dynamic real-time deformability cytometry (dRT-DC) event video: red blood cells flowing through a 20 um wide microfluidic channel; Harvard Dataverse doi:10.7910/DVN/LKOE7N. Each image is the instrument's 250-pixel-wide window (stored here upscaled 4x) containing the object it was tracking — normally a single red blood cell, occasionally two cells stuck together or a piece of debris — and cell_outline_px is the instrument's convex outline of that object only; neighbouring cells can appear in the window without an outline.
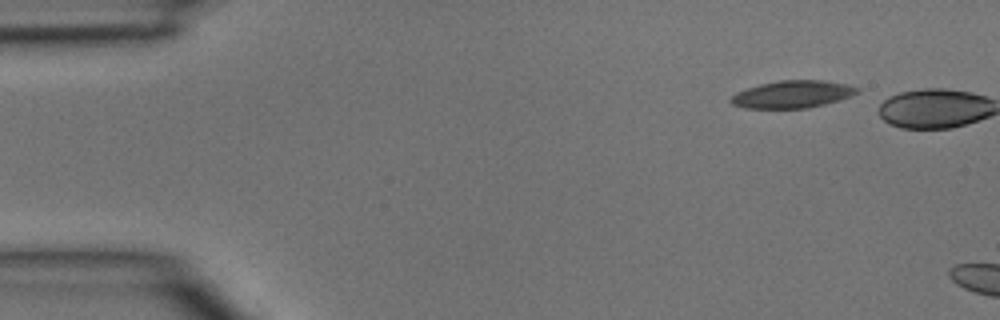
{"species": "common noctule bat (a hibernating species)", "species_latin": "Nyctalus noctula", "temperature_condition": "room temperature", "stored_images_in_passage": 5, "camera_frame_rate_fps": 3000, "um_per_image_px": 0.085, "animal": {"sex": "male", "body_mass_g": 15.6}, "frame": {"image": 1, "passage_image": 1, "time_ms": 0.0, "image_size_px": [1000, 320], "cell_outline_px": [[860, 92], [840, 100], [808, 108], [744, 108], [732, 104], [728, 100], [736, 92], [760, 84], [776, 80], [824, 80], [848, 84], [860, 88]], "centroid_in_image_um": [67.38, 8.01], "position_along_channel_um": 17.6, "area_um2": 20.29}}